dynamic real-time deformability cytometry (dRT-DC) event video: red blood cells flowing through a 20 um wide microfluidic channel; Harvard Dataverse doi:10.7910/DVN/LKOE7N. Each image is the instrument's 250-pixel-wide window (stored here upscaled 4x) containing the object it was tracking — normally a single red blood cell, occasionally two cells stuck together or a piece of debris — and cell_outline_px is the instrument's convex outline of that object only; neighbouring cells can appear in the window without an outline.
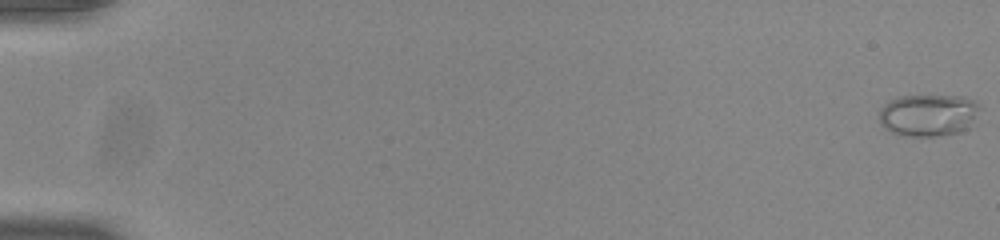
{"species": "common noctule bat (a hibernating species)", "species_latin": "Nyctalus noctula", "temperature_condition": "room temperature", "stored_images_in_passage": 55, "camera_frame_rate_fps": 3000, "um_per_image_px": 0.085, "animal": {"sex": "male", "body_mass_g": 20.0, "forearm_length_mm": 53.3}, "frame": {"image": 1, "passage_image": 1, "time_ms": 0.0, "image_size_px": [1000, 240], "cell_outline_px": [[984, 108], [968, 128], [960, 132], [936, 136], [908, 136], [892, 132], [884, 128], [880, 124], [880, 108], [884, 104], [900, 96], [964, 96], [972, 100]], "centroid_in_image_um": [78.95, 9.78], "position_along_channel_um": 6.0, "area_um2": 24.85}}
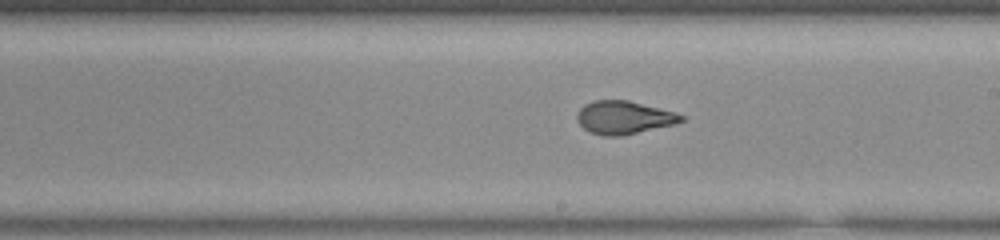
{"frame": {"image": 2, "passage_image": 33, "time_ms": 10.667, "image_size_px": [1000, 240], "cell_outline_px": [[684, 120], [676, 124], [624, 136], [604, 136], [588, 132], [576, 120], [576, 116], [580, 108], [584, 104], [592, 100], [628, 100], [676, 112], [684, 116]], "centroid_in_image_um": [53.03, 9.99], "position_along_channel_um": 236.0, "area_um2": 20.4}}
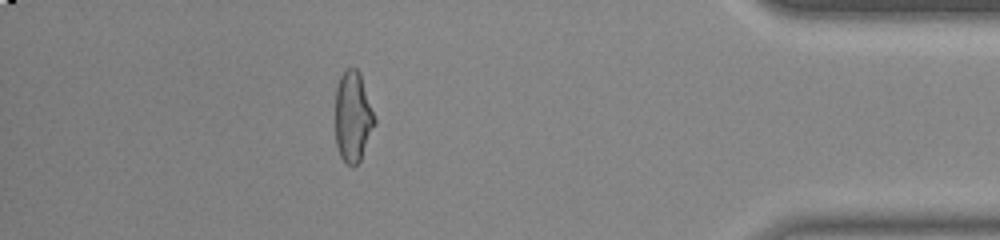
{"frame": {"image": 3, "passage_image": 49, "time_ms": 16.0, "image_size_px": [1000, 240], "cell_outline_px": [[376, 124], [360, 160], [352, 168], [340, 156], [336, 144], [336, 88], [340, 76], [348, 68], [356, 68], [360, 72], [376, 120]], "centroid_in_image_um": [30.0, 9.93], "position_along_channel_um": 405.2, "area_um2": 20.69}, "authors_computed_cell_mechanics": {"area_um2": 20.9814, "velocity_mm_per_s": 3.8978, "shape_relaxation_time_tau1_ms": 7.454, "shape_relaxation_time_tau2_ms": null, "deformation_change_tau1": 0.2531, "deformation_change_tau2": null}}